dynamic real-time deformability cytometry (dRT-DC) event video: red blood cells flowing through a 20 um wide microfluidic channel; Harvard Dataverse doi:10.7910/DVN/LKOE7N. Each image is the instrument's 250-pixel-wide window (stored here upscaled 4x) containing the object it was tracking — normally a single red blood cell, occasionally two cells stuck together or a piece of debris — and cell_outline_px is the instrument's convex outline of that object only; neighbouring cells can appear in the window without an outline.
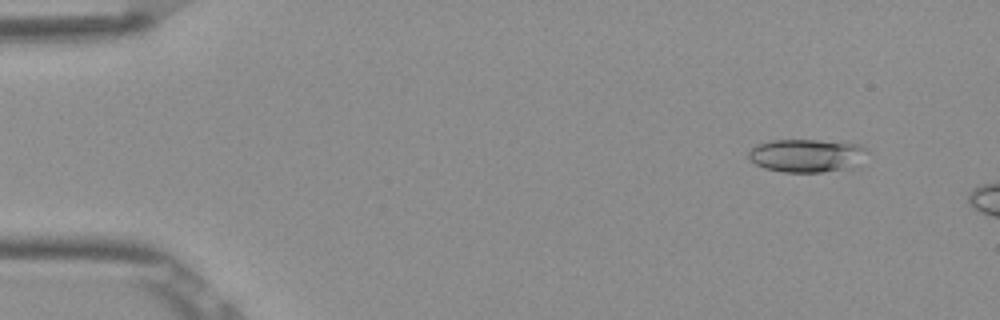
{"species": "Egyptian fruit bat (a non-hibernating species)", "species_latin": "Rousettus aegyptiacus", "temperature_condition": "room temperature", "stored_images_in_passage": 10, "camera_frame_rate_fps": 3000, "um_per_image_px": 0.085, "frame": {"image": 1, "passage_image": 5, "time_ms": 1.333, "image_size_px": [1000, 320], "cell_outline_px": [[872, 152], [840, 168], [820, 172], [784, 172], [764, 168], [756, 164], [748, 156], [748, 152], [756, 144], [772, 140], [844, 140], [860, 144], [868, 148]], "centroid_in_image_um": [68.54, 13.17], "position_along_channel_um": 16.5, "area_um2": 22.72}}